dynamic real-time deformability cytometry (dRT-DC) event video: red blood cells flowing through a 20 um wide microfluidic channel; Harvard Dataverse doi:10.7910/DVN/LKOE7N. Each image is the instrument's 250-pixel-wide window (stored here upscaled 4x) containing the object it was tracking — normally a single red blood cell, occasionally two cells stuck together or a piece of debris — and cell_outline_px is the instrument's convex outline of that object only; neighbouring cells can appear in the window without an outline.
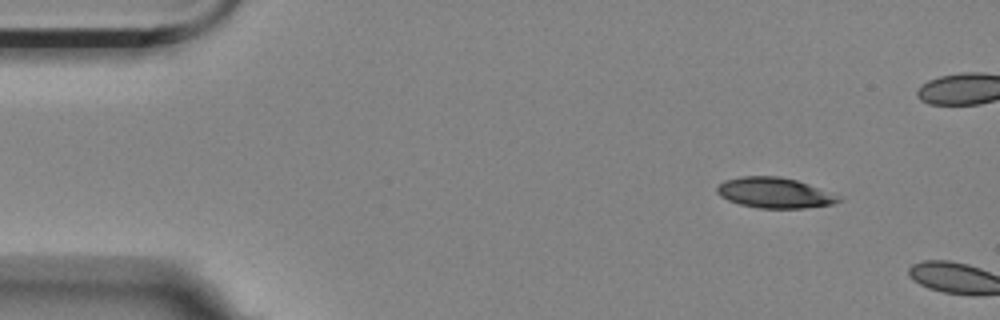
{"species": "Egyptian fruit bat (a non-hibernating species)", "species_latin": "Rousettus aegyptiacus", "temperature_condition": "room temperature", "stored_images_in_passage": 2, "camera_frame_rate_fps": 3000, "um_per_image_px": 0.085, "animal": {"sex": "female"}, "frame": {"image": 1, "passage_image": 1, "time_ms": 0.0, "image_size_px": [1000, 320], "cell_outline_px": [[840, 200], [832, 204], [804, 208], [760, 208], [740, 204], [728, 200], [720, 196], [716, 192], [716, 188], [724, 180], [740, 176], [780, 176], [796, 180], [808, 184], [840, 196]], "centroid_in_image_um": [65.8, 16.38], "position_along_channel_um": 19.2, "area_um2": 21.44}}